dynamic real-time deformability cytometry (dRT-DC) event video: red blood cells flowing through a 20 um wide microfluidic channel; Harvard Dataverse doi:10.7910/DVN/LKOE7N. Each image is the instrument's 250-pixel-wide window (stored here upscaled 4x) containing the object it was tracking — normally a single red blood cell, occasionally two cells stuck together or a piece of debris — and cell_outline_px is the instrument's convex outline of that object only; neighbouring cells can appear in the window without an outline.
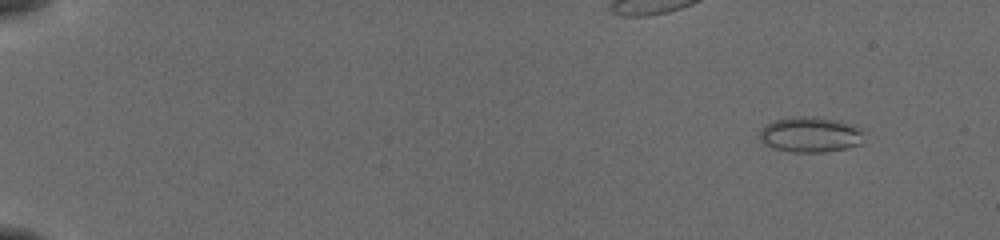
{"species": "common noctule bat (a hibernating species)", "species_latin": "Nyctalus noctula", "temperature_condition": "cold", "stored_images_in_passage": 56, "camera_frame_rate_fps": 3000, "um_per_image_px": 0.085, "animal": {"sex": "female", "body_mass_g": 19.5, "forearm_length_mm": 54.1}, "frame": {"image": 1, "passage_image": 6, "time_ms": 1.667, "image_size_px": [1000, 240], "cell_outline_px": [[860, 144], [848, 148], [824, 152], [792, 152], [772, 148], [764, 144], [760, 140], [760, 128], [776, 120], [796, 116], [816, 116], [840, 120], [852, 124], [860, 132]], "centroid_in_image_um": [68.82, 11.44], "position_along_channel_um": 16.2, "area_um2": 21.44}}
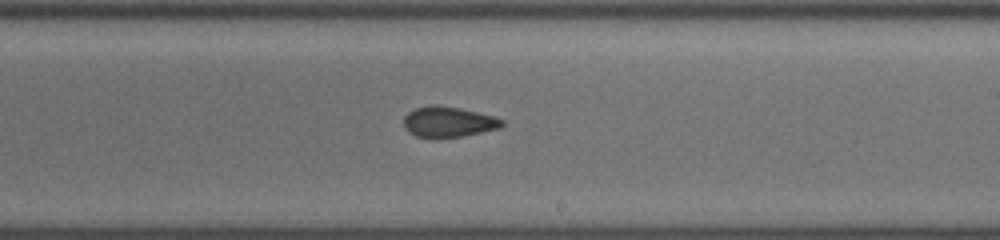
{"frame": {"image": 2, "passage_image": 36, "time_ms": 11.667, "image_size_px": [1000, 240], "cell_outline_px": [[504, 124], [500, 128], [460, 136], [416, 136], [408, 132], [404, 128], [404, 116], [408, 112], [416, 108], [436, 104], [460, 108], [492, 116], [504, 120]], "centroid_in_image_um": [38.09, 10.33], "position_along_channel_um": 250.9, "area_um2": 17.05}}
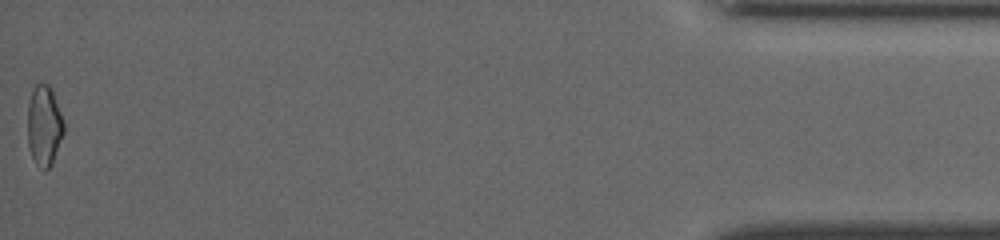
{"frame": {"image": 3, "passage_image": 56, "time_ms": 18.333, "image_size_px": [1000, 240], "cell_outline_px": [[64, 132], [52, 164], [44, 172], [36, 164], [32, 156], [28, 144], [28, 104], [32, 88], [36, 84], [48, 84], [52, 88], [64, 124]], "centroid_in_image_um": [3.75, 10.68], "position_along_channel_um": 431.5, "area_um2": 16.99}, "authors_computed_cell_mechanics": {"area_um2": 17.8024, "velocity_mm_per_s": 3.9002, "shape_relaxation_time_tau1_ms": null, "shape_relaxation_time_tau2_ms": 2.8007, "deformation_change_tau1": null, "deformation_change_tau2": 0.0705}}